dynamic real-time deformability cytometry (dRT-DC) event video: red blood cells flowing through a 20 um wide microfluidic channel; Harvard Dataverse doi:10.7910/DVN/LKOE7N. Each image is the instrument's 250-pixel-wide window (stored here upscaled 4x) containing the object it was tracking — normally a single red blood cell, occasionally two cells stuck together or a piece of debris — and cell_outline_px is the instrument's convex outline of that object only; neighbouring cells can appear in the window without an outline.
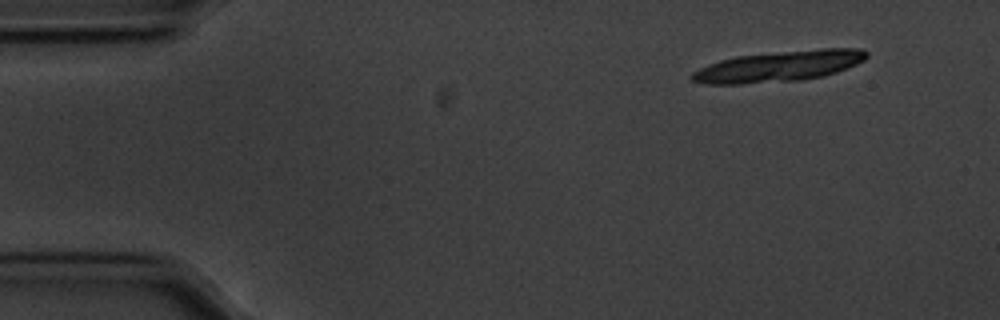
{"species": "common noctule bat (a hibernating species)", "species_latin": "Nyctalus noctula", "temperature_condition": "cold", "stored_images_in_passage": 15, "camera_frame_rate_fps": 3000, "um_per_image_px": 0.085, "animal": {"sex": "male", "body_mass_g": 20.1, "forearm_length_mm": 53.5}, "frame": {"image": 1, "passage_image": 1, "time_ms": 0.0, "image_size_px": [1000, 320], "cell_outline_px": [[868, 56], [864, 60], [856, 64], [836, 72], [824, 76], [804, 80], [740, 84], [704, 84], [692, 80], [692, 72], [708, 64], [720, 60], [736, 56], [820, 48], [860, 48], [868, 52]], "centroid_in_image_um": [66.23, 5.63], "position_along_channel_um": 18.8, "area_um2": 31.39}}